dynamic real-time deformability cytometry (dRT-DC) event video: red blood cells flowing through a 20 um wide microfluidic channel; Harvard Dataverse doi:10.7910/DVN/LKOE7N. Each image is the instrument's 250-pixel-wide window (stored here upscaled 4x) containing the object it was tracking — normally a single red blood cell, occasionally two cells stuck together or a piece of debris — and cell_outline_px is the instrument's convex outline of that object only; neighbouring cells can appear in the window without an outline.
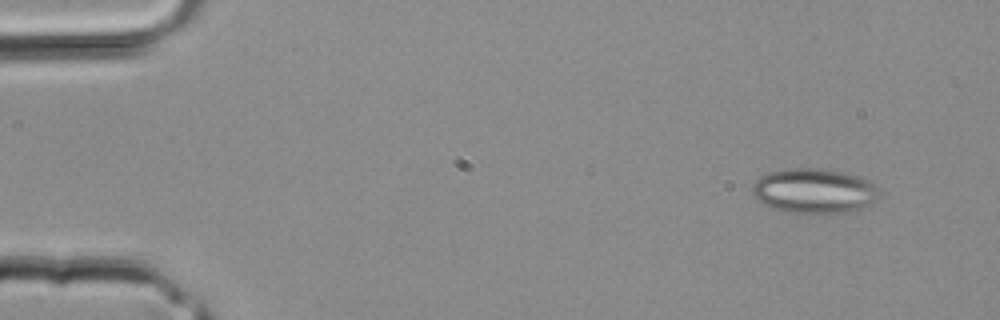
{"species": "common noctule bat (a hibernating species)", "species_latin": "Nyctalus noctula", "temperature_condition": "room temperature", "stored_images_in_passage": 2, "camera_frame_rate_fps": 3000, "um_per_image_px": 0.085, "animal": {"sex": "male", "body_mass_g": 20.4}, "frame": {"image": 1, "passage_image": 2, "time_ms": 0.333, "image_size_px": [1000, 320], "cell_outline_px": [[880, 196], [876, 200], [860, 208], [848, 212], [784, 212], [764, 204], [752, 192], [752, 188], [756, 180], [760, 176], [768, 172], [784, 168], [824, 168], [844, 172], [868, 180], [876, 188]], "centroid_in_image_um": [69.18, 16.2], "position_along_channel_um": 15.8, "area_um2": 32.77}}